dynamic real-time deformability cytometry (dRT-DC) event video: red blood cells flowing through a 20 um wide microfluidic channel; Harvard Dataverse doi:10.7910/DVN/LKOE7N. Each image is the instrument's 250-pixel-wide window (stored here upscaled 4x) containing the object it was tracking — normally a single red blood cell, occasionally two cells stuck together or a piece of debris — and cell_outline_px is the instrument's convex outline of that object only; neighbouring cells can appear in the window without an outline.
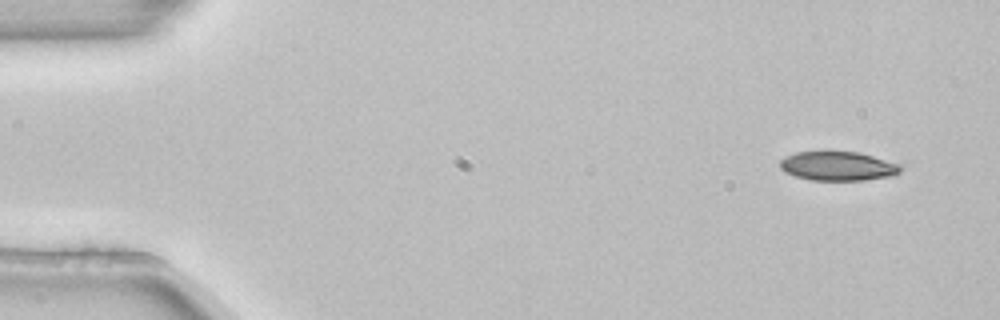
{"species": "common noctule bat (a hibernating species)", "species_latin": "Nyctalus noctula", "temperature_condition": "room temperature", "stored_images_in_passage": 3, "camera_frame_rate_fps": 3000, "um_per_image_px": 0.085, "animal": {"sex": "female", "body_mass_g": 22.7, "forearm_length_mm": 54.2}, "frame": {"image": 1, "passage_image": 1, "time_ms": 0.0, "image_size_px": [1000, 320], "cell_outline_px": [[900, 172], [892, 176], [864, 180], [812, 180], [796, 176], [784, 172], [780, 168], [780, 160], [796, 152], [860, 152], [900, 164]], "centroid_in_image_um": [71.23, 14.12], "position_along_channel_um": 13.8, "area_um2": 20.29}}
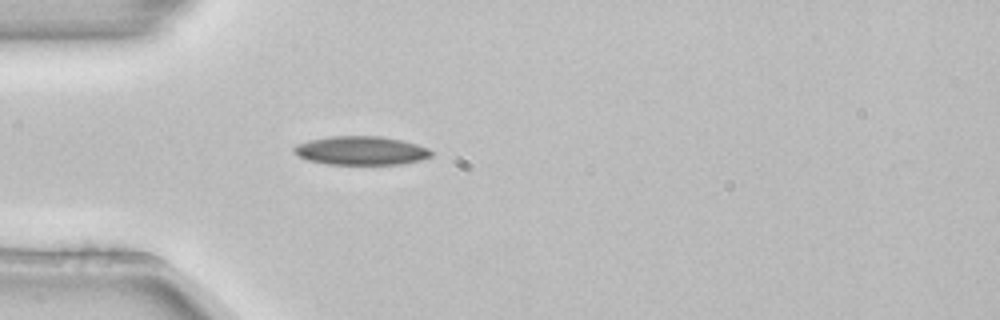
{"frame": {"image": 2, "passage_image": 3, "time_ms": 0.667, "image_size_px": [1000, 320], "cell_outline_px": [[432, 156], [420, 160], [400, 164], [328, 164], [308, 160], [292, 152], [292, 148], [296, 144], [308, 140], [328, 136], [384, 136], [416, 144], [428, 148], [432, 152]], "centroid_in_image_um": [30.65, 12.79], "position_along_channel_um": 54.3, "area_um2": 23.0}}